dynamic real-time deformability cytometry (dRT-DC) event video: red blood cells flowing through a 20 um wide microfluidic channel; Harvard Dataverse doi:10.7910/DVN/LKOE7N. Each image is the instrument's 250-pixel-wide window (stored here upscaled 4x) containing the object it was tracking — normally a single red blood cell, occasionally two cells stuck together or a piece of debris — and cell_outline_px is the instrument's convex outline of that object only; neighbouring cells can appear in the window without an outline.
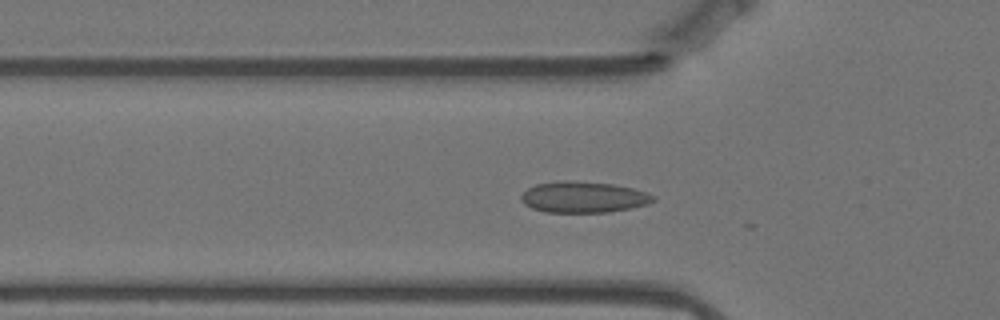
{"species": "Egyptian fruit bat (a non-hibernating species)", "species_latin": "Rousettus aegyptiacus", "temperature_condition": "warm", "stored_images_in_passage": 15, "camera_frame_rate_fps": 3000, "um_per_image_px": 0.085, "animal": {"sex": "female"}, "frame": {"image": 1, "passage_image": 12, "time_ms": 3.667, "image_size_px": [1000, 320], "cell_outline_px": [[656, 200], [648, 204], [632, 208], [608, 212], [544, 212], [532, 208], [524, 204], [520, 200], [520, 196], [528, 188], [536, 184], [564, 180], [612, 184], [632, 188], [648, 192], [656, 196]], "centroid_in_image_um": [49.61, 16.76], "position_along_channel_um": 76.2, "area_um2": 24.04}}